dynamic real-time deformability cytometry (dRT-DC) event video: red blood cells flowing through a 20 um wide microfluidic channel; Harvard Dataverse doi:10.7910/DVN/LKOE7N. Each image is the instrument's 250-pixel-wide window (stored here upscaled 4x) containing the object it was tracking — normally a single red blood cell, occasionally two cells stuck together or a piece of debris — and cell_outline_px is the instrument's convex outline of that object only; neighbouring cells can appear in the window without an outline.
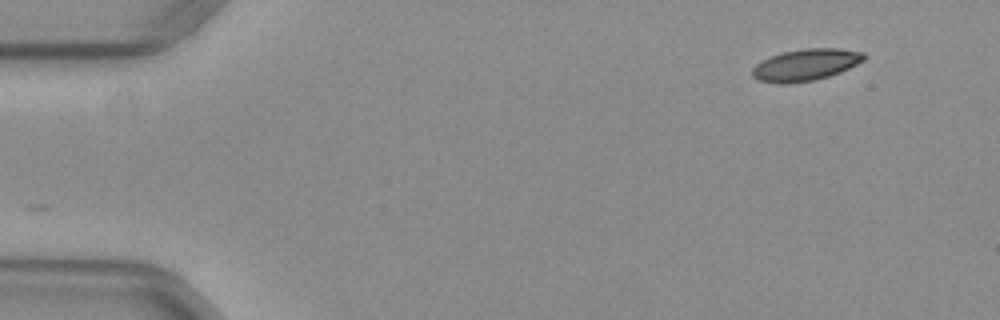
{"species": "common noctule bat (a hibernating species)", "species_latin": "Nyctalus noctula", "temperature_condition": "warm", "stored_images_in_passage": 49, "camera_frame_rate_fps": 3000, "um_per_image_px": 0.085, "animal": {"sex": "female", "body_mass_g": 29.2, "forearm_length_mm": 56.3}, "frame": {"image": 1, "passage_image": 1, "time_ms": 0.0, "image_size_px": [1000, 320], "cell_outline_px": [[864, 60], [840, 72], [816, 80], [780, 84], [760, 80], [752, 76], [752, 68], [760, 60], [784, 52], [804, 48], [840, 48], [864, 52]], "centroid_in_image_um": [68.47, 5.5], "position_along_channel_um": 16.5, "area_um2": 20.52}}
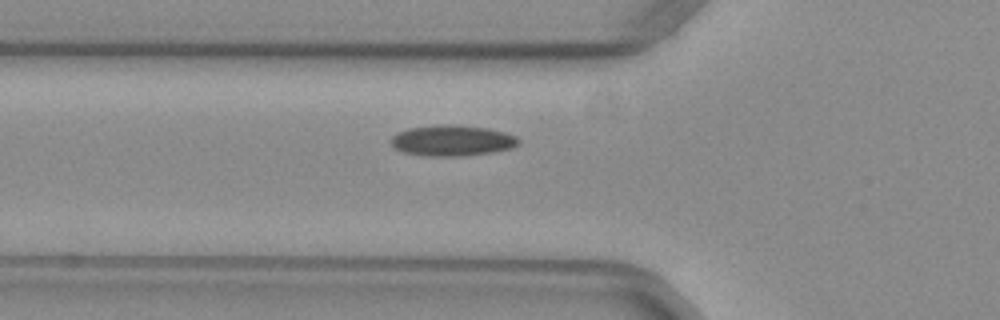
{"frame": {"image": 2, "passage_image": 15, "time_ms": 4.667, "image_size_px": [1000, 320], "cell_outline_px": [[520, 140], [512, 148], [492, 152], [460, 156], [428, 156], [404, 152], [396, 148], [392, 144], [392, 136], [396, 132], [408, 128], [436, 124], [452, 124], [488, 128], [504, 132], [516, 136]], "centroid_in_image_um": [38.42, 11.93], "position_along_channel_um": 87.4, "area_um2": 22.89}}
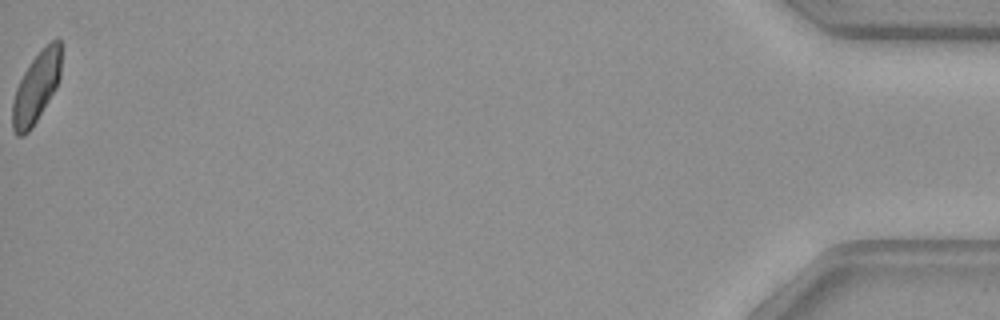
{"frame": {"image": 3, "passage_image": 49, "time_ms": 16.0, "image_size_px": [1000, 320], "cell_outline_px": [[60, 80], [56, 88], [32, 128], [24, 136], [16, 136], [12, 128], [12, 104], [16, 88], [24, 72], [32, 60], [52, 40], [60, 40]], "centroid_in_image_um": [3.06, 7.51], "position_along_channel_um": 432.1, "area_um2": 19.71}, "authors_computed_cell_mechanics": {"area_um2": 21.2126, "velocity_mm_per_s": 3.9678, "shape_relaxation_time_tau1_ms": 6.2521, "shape_relaxation_time_tau2_ms": 2.787, "deformation_change_tau1": 0.1327, "deformation_change_tau2": 0.066}}